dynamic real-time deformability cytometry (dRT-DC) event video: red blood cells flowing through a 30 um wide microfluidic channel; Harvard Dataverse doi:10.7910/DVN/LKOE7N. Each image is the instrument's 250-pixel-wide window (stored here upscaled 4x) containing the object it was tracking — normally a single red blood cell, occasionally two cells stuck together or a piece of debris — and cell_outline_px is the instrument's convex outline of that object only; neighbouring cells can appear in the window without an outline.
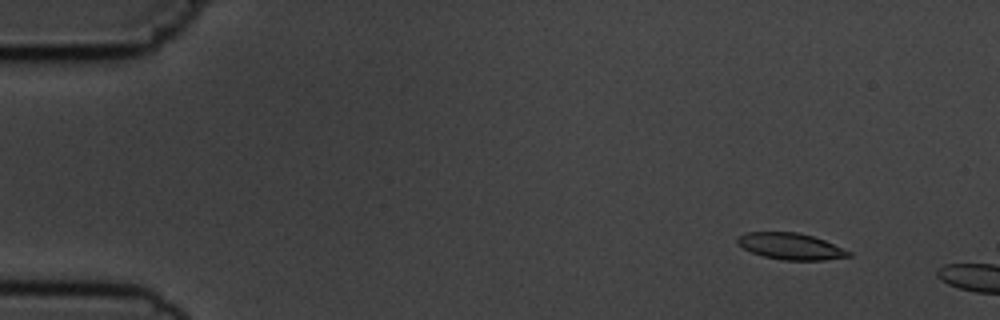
{"species": "common noctule bat (a hibernating species)", "species_latin": "Nyctalus noctula", "temperature_condition": "cold", "stored_images_in_passage": 3, "camera_frame_rate_fps": 3000, "um_per_image_px": 0.085, "animal": {"sex": "male", "body_mass_g": 19.5, "forearm_length_mm": 54.6}, "frame": {"image": 1, "passage_image": 2, "time_ms": 1.0, "image_size_px": [1000, 320], "cell_outline_px": [[852, 256], [824, 260], [784, 260], [764, 256], [752, 252], [736, 244], [736, 236], [748, 232], [796, 232], [812, 236], [824, 240], [852, 252]], "centroid_in_image_um": [67.19, 20.93], "position_along_channel_um": 17.8, "area_um2": 17.11}}